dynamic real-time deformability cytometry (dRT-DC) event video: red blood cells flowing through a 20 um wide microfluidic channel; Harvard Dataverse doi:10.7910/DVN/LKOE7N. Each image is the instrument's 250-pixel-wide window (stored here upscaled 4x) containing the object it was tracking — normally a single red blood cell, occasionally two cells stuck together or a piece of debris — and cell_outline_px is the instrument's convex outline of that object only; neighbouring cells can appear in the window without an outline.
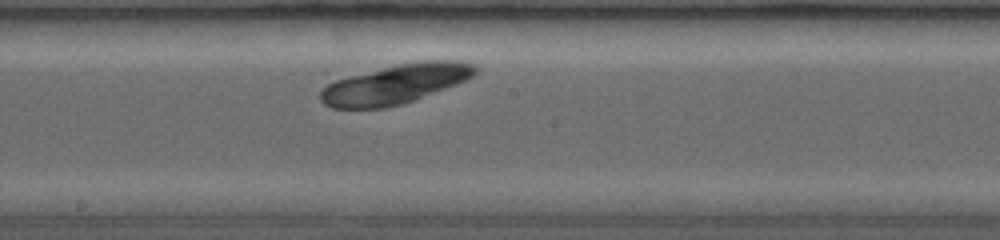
{"species": "common noctule bat (a hibernating species)", "species_latin": "Nyctalus noctula", "temperature_condition": "room temperature", "stored_images_in_passage": 17, "camera_frame_rate_fps": 3500, "um_per_image_px": 0.085, "animal": {"sex": "female", "body_mass_g": 19.0, "forearm_length_mm": 53.3}, "frame": {"image": 1, "passage_image": 12, "time_ms": 4.286, "image_size_px": [1000, 240], "cell_outline_px": [[480, 68], [472, 76], [456, 84], [412, 100], [400, 104], [384, 108], [332, 108], [324, 104], [320, 100], [320, 92], [328, 84], [336, 80], [416, 60], [456, 60], [476, 64]], "centroid_in_image_um": [33.64, 7.14], "position_along_channel_um": 214.6, "area_um2": 34.91}}
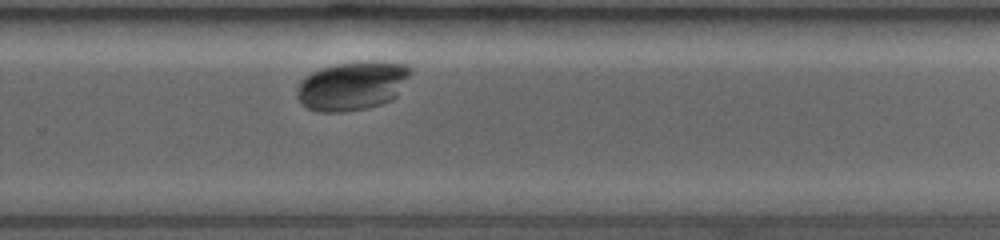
{"frame": {"image": 2, "passage_image": 17, "time_ms": 6.571, "image_size_px": [1000, 240], "cell_outline_px": [[412, 72], [396, 96], [392, 100], [380, 104], [364, 108], [344, 112], [320, 112], [308, 108], [300, 100], [300, 80], [304, 76], [312, 72], [324, 68], [340, 64], [404, 64], [412, 68]], "centroid_in_image_um": [29.95, 7.34], "position_along_channel_um": 299.8, "area_um2": 30.87}}